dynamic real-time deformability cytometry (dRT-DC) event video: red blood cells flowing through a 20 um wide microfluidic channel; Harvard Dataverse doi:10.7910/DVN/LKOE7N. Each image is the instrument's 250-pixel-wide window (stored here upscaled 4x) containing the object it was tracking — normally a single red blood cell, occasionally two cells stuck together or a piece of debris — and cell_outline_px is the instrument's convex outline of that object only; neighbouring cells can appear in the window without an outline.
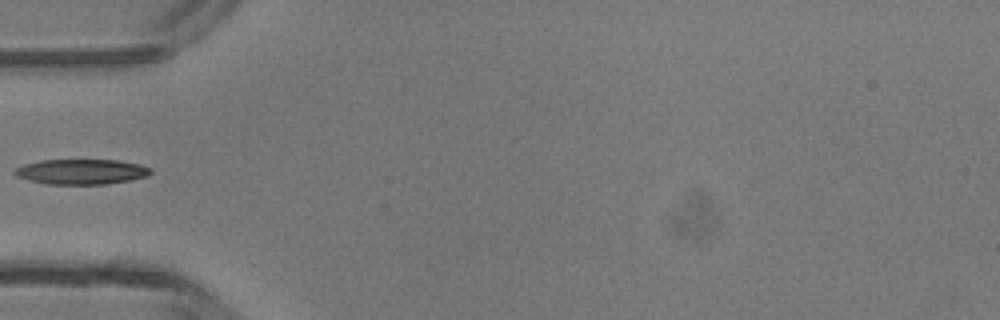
{"species": "common noctule bat (a hibernating species)", "species_latin": "Nyctalus noctula", "temperature_condition": "room temperature", "stored_images_in_passage": 1, "camera_frame_rate_fps": 3000, "um_per_image_px": 0.085, "animal": {"sex": "male", "body_mass_g": 13.3}, "frame": {"image": 1, "passage_image": 1, "time_ms": 0.0, "image_size_px": [1000, 320], "cell_outline_px": [[152, 172], [148, 176], [128, 180], [104, 184], [48, 184], [16, 176], [12, 172], [16, 168], [24, 164], [40, 160], [120, 160], [140, 164], [152, 168]], "centroid_in_image_um": [6.94, 14.58], "position_along_channel_um": 78.1, "area_um2": 19.88}}